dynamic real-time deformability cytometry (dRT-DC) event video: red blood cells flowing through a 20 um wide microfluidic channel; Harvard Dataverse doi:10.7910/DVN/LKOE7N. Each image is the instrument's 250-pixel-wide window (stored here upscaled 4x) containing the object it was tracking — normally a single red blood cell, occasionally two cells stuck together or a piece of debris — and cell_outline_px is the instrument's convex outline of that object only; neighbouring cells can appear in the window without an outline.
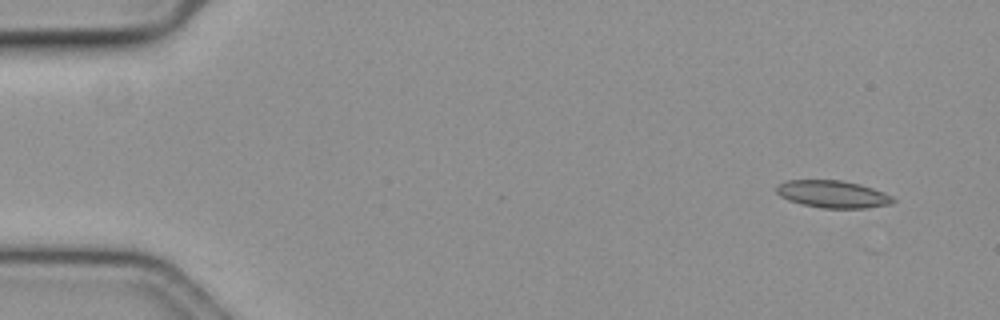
{"species": "common noctule bat (a hibernating species)", "species_latin": "Nyctalus noctula", "temperature_condition": "cold", "stored_images_in_passage": 4, "camera_frame_rate_fps": 3000, "um_per_image_px": 0.085, "animal": {"sex": "female", "body_mass_g": 19.3, "forearm_length_mm": 54.1}, "frame": {"image": 1, "passage_image": 1, "time_ms": 0.0, "image_size_px": [1000, 320], "cell_outline_px": [[896, 200], [892, 204], [868, 208], [820, 208], [800, 204], [788, 200], [780, 196], [776, 192], [776, 188], [780, 184], [788, 180], [840, 180], [860, 184], [884, 192], [892, 196]], "centroid_in_image_um": [70.8, 16.51], "position_along_channel_um": 14.2, "area_um2": 18.67}}